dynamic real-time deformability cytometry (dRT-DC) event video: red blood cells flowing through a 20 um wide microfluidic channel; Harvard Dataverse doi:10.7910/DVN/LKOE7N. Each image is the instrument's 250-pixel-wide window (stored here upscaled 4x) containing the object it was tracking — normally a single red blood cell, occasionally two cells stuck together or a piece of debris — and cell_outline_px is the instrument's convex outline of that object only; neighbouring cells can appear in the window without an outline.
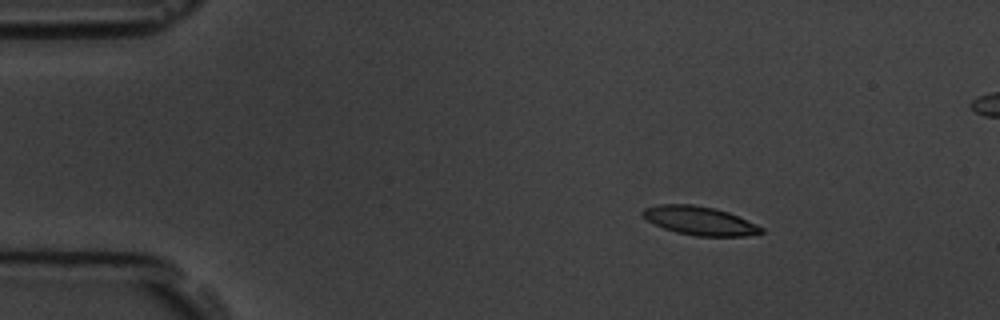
{"species": "common noctule bat (a hibernating species)", "species_latin": "Nyctalus noctula", "temperature_condition": "room temperature", "stored_images_in_passage": 5, "camera_frame_rate_fps": 3000, "um_per_image_px": 0.085, "animal": {"sex": "male", "body_mass_g": 19.5, "forearm_length_mm": 54.6}, "frame": {"image": 1, "passage_image": 2, "time_ms": 1.333, "image_size_px": [1000, 320], "cell_outline_px": [[764, 232], [744, 236], [696, 236], [676, 232], [664, 228], [648, 220], [640, 212], [644, 208], [660, 204], [692, 204], [716, 208], [728, 212], [764, 228]], "centroid_in_image_um": [59.47, 18.75], "position_along_channel_um": 25.5, "area_um2": 19.59}}